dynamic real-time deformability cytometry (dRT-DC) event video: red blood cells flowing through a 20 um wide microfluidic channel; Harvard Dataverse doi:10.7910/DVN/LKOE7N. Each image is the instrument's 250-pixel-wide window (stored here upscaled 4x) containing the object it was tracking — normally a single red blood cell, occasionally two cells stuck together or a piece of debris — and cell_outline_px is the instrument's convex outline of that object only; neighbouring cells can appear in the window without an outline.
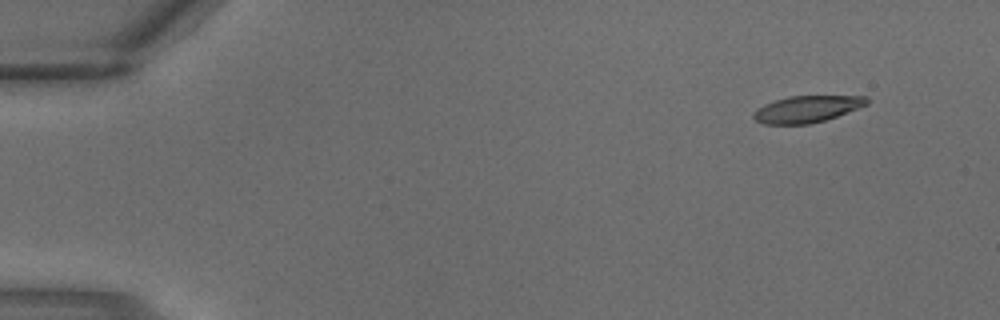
{"species": "common noctule bat (a hibernating species)", "species_latin": "Nyctalus noctula", "temperature_condition": "warm", "stored_images_in_passage": 3, "camera_frame_rate_fps": 3000, "um_per_image_px": 0.085, "animal": {"sex": "male", "body_mass_g": 18.8}, "frame": {"image": 1, "passage_image": 1, "time_ms": 0.0, "image_size_px": [1000, 320], "cell_outline_px": [[868, 104], [836, 116], [824, 120], [808, 124], [764, 124], [756, 120], [752, 116], [752, 112], [756, 108], [764, 104], [788, 96], [868, 96]], "centroid_in_image_um": [68.55, 9.27], "position_along_channel_um": 16.5, "area_um2": 17.51}}
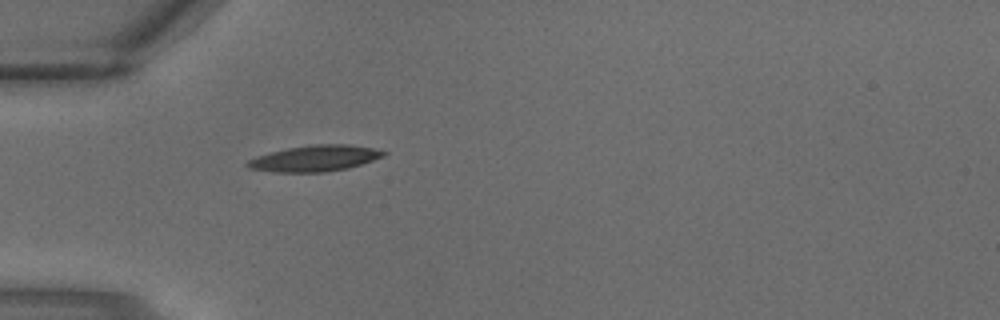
{"frame": {"image": 2, "passage_image": 3, "time_ms": 0.667, "image_size_px": [1000, 320], "cell_outline_px": [[388, 152], [384, 156], [348, 168], [328, 172], [272, 172], [248, 168], [244, 164], [248, 160], [256, 156], [288, 148], [312, 144], [348, 144], [372, 148]], "centroid_in_image_um": [26.74, 13.46], "position_along_channel_um": 58.3, "area_um2": 20.63}}